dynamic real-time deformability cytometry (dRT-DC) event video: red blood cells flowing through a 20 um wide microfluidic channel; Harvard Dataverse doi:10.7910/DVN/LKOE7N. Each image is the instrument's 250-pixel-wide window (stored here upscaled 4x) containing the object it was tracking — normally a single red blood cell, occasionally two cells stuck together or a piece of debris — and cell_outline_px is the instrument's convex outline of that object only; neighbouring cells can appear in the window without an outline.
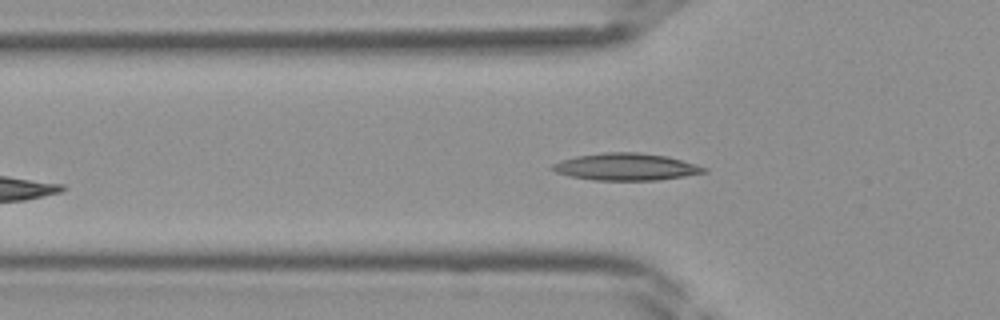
{"species": "Egyptian fruit bat (a non-hibernating species)", "species_latin": "Rousettus aegyptiacus", "temperature_condition": "room temperature", "stored_images_in_passage": 24, "camera_frame_rate_fps": 3000, "um_per_image_px": 0.085, "frame": {"image": 1, "passage_image": 4, "time_ms": 1.0, "image_size_px": [1000, 320], "cell_outline_px": [[708, 172], [684, 176], [656, 180], [592, 180], [572, 176], [556, 172], [548, 168], [552, 164], [560, 160], [576, 156], [604, 152], [640, 152], [668, 156], [696, 164], [708, 168]], "centroid_in_image_um": [53.21, 14.17], "position_along_channel_um": 72.6, "area_um2": 24.04}}
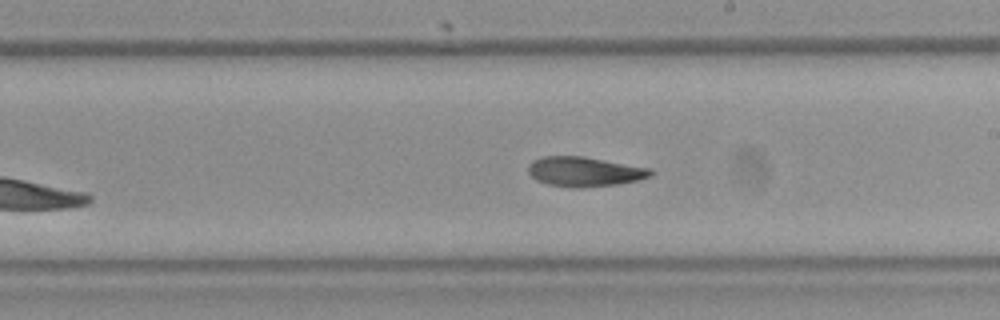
{"frame": {"image": 2, "passage_image": 14, "time_ms": 4.333, "image_size_px": [1000, 320], "cell_outline_px": [[652, 176], [636, 180], [616, 184], [576, 188], [572, 188], [548, 184], [536, 180], [528, 172], [528, 164], [532, 160], [544, 156], [584, 156], [652, 168]], "centroid_in_image_um": [49.67, 14.58], "position_along_channel_um": 239.3, "area_um2": 21.21}}
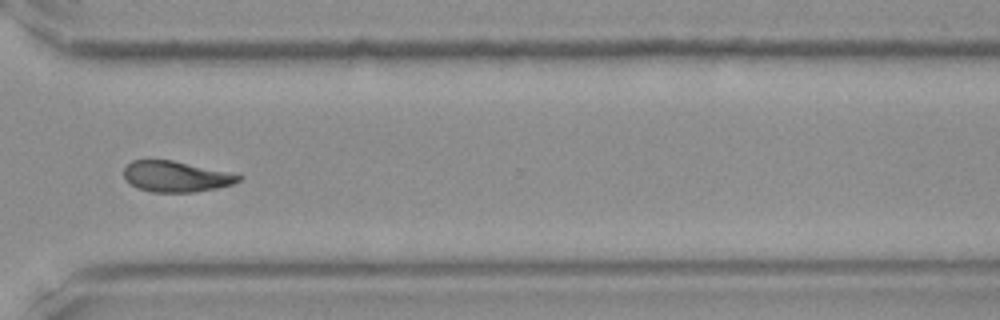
{"frame": {"image": 3, "passage_image": 21, "time_ms": 6.667, "image_size_px": [1000, 320], "cell_outline_px": [[240, 180], [232, 184], [216, 188], [192, 192], [152, 192], [136, 188], [124, 180], [124, 168], [132, 160], [172, 160], [224, 172], [240, 176]], "centroid_in_image_um": [14.85, 15.01], "position_along_channel_um": 355.8, "area_um2": 20.17}}